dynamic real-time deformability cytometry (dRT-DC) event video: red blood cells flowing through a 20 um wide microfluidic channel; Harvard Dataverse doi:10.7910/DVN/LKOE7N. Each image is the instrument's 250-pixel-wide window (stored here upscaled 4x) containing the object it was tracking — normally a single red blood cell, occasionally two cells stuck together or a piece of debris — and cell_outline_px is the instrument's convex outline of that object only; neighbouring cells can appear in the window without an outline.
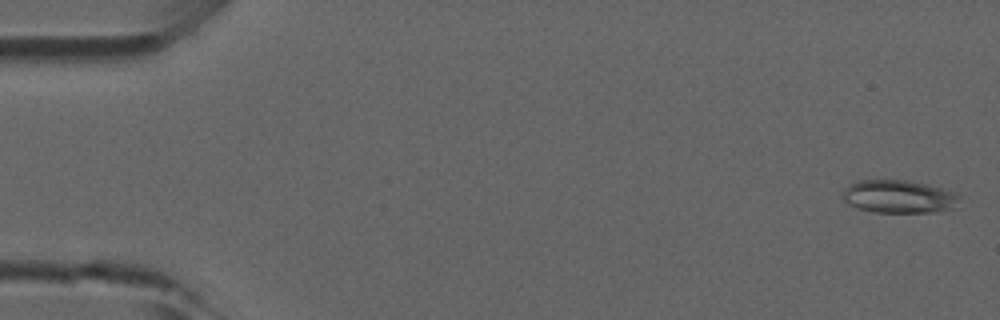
{"species": "common noctule bat (a hibernating species)", "species_latin": "Nyctalus noctula", "temperature_condition": "room temperature", "stored_images_in_passage": 47, "camera_frame_rate_fps": 3000, "um_per_image_px": 0.085, "animal": {"sex": "male", "forearm_length_mm": 52.5}, "frame": {"image": 1, "passage_image": 1, "time_ms": 0.0, "image_size_px": [1000, 320], "cell_outline_px": [[960, 196], [952, 208], [932, 212], [872, 212], [848, 204], [840, 196], [840, 192], [848, 184], [860, 180], [908, 180], [956, 192]], "centroid_in_image_um": [76.32, 16.7], "position_along_channel_um": 8.7, "area_um2": 22.37}}
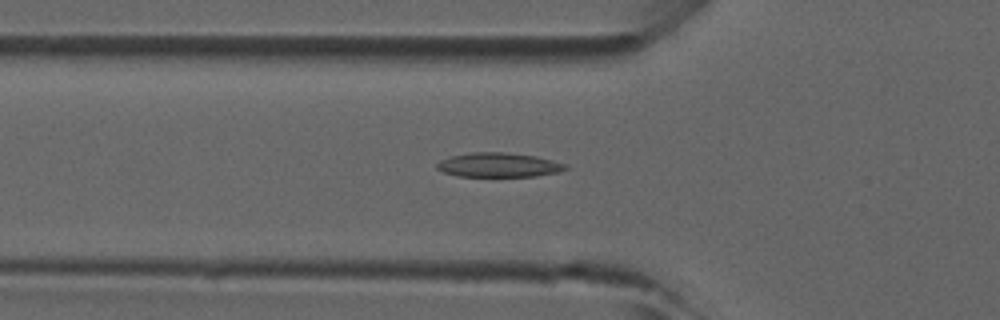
{"frame": {"image": 2, "passage_image": 16, "time_ms": 5.0, "image_size_px": [1000, 320], "cell_outline_px": [[568, 168], [560, 172], [536, 176], [456, 176], [444, 172], [436, 168], [436, 164], [440, 160], [448, 156], [472, 152], [504, 152], [536, 156], [568, 164]], "centroid_in_image_um": [42.39, 14.01], "position_along_channel_um": 83.4, "area_um2": 18.38}}
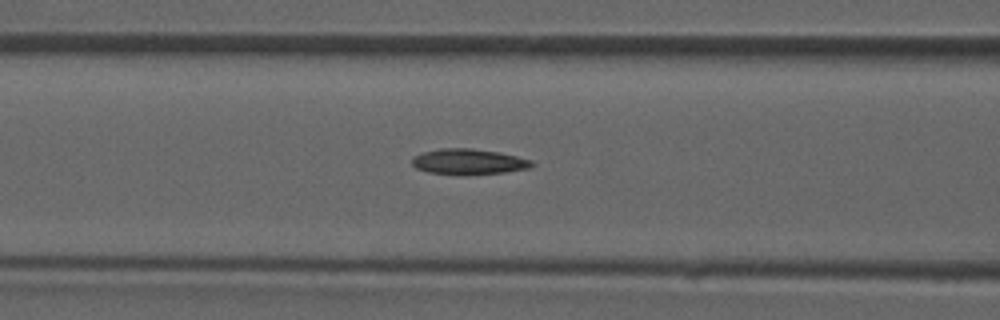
{"frame": {"image": 3, "passage_image": 19, "time_ms": 6.0, "image_size_px": [1000, 320], "cell_outline_px": [[536, 164], [528, 168], [504, 172], [428, 172], [416, 168], [412, 164], [412, 156], [424, 152], [440, 148], [472, 148], [500, 152], [532, 160]], "centroid_in_image_um": [39.84, 13.69], "position_along_channel_um": 126.8, "area_um2": 17.05}}